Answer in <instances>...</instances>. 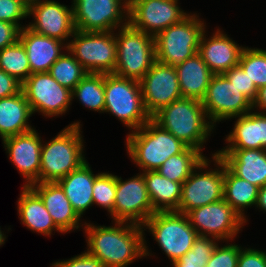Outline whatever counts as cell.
I'll use <instances>...</instances> for the list:
<instances>
[{"mask_svg":"<svg viewBox=\"0 0 266 267\" xmlns=\"http://www.w3.org/2000/svg\"><path fill=\"white\" fill-rule=\"evenodd\" d=\"M111 226L85 221L87 252L98 258L105 267H127L138 259L152 256L142 225L112 221Z\"/></svg>","mask_w":266,"mask_h":267,"instance_id":"1","label":"cell"},{"mask_svg":"<svg viewBox=\"0 0 266 267\" xmlns=\"http://www.w3.org/2000/svg\"><path fill=\"white\" fill-rule=\"evenodd\" d=\"M151 119L185 145L202 153L216 128L209 120L202 102L186 97L161 108Z\"/></svg>","mask_w":266,"mask_h":267,"instance_id":"2","label":"cell"},{"mask_svg":"<svg viewBox=\"0 0 266 267\" xmlns=\"http://www.w3.org/2000/svg\"><path fill=\"white\" fill-rule=\"evenodd\" d=\"M75 121L42 143L40 183L57 182L87 161L82 124Z\"/></svg>","mask_w":266,"mask_h":267,"instance_id":"3","label":"cell"},{"mask_svg":"<svg viewBox=\"0 0 266 267\" xmlns=\"http://www.w3.org/2000/svg\"><path fill=\"white\" fill-rule=\"evenodd\" d=\"M125 142L128 157L140 172L156 171L169 157L182 153L188 147L152 119L129 132Z\"/></svg>","mask_w":266,"mask_h":267,"instance_id":"4","label":"cell"},{"mask_svg":"<svg viewBox=\"0 0 266 267\" xmlns=\"http://www.w3.org/2000/svg\"><path fill=\"white\" fill-rule=\"evenodd\" d=\"M104 90V113L117 117L130 132L139 129L151 119L144 107L138 80L104 73Z\"/></svg>","mask_w":266,"mask_h":267,"instance_id":"5","label":"cell"},{"mask_svg":"<svg viewBox=\"0 0 266 267\" xmlns=\"http://www.w3.org/2000/svg\"><path fill=\"white\" fill-rule=\"evenodd\" d=\"M114 32L117 59L113 74L140 81L156 61L155 38L129 23Z\"/></svg>","mask_w":266,"mask_h":267,"instance_id":"6","label":"cell"},{"mask_svg":"<svg viewBox=\"0 0 266 267\" xmlns=\"http://www.w3.org/2000/svg\"><path fill=\"white\" fill-rule=\"evenodd\" d=\"M216 153H211L212 160L206 156L182 184L179 213L187 214L223 199L225 163ZM211 162L215 163L214 169Z\"/></svg>","mask_w":266,"mask_h":267,"instance_id":"7","label":"cell"},{"mask_svg":"<svg viewBox=\"0 0 266 267\" xmlns=\"http://www.w3.org/2000/svg\"><path fill=\"white\" fill-rule=\"evenodd\" d=\"M199 13H191L183 21L171 25L155 36L156 60L176 66L197 52L206 23Z\"/></svg>","mask_w":266,"mask_h":267,"instance_id":"8","label":"cell"},{"mask_svg":"<svg viewBox=\"0 0 266 267\" xmlns=\"http://www.w3.org/2000/svg\"><path fill=\"white\" fill-rule=\"evenodd\" d=\"M153 236L171 264L191 250L199 236L186 214L176 211L155 212L142 225Z\"/></svg>","mask_w":266,"mask_h":267,"instance_id":"9","label":"cell"},{"mask_svg":"<svg viewBox=\"0 0 266 267\" xmlns=\"http://www.w3.org/2000/svg\"><path fill=\"white\" fill-rule=\"evenodd\" d=\"M71 38L67 49L88 73H114L117 59L114 31L76 30Z\"/></svg>","mask_w":266,"mask_h":267,"instance_id":"10","label":"cell"},{"mask_svg":"<svg viewBox=\"0 0 266 267\" xmlns=\"http://www.w3.org/2000/svg\"><path fill=\"white\" fill-rule=\"evenodd\" d=\"M72 6L79 31L108 32L128 24L126 0H73Z\"/></svg>","mask_w":266,"mask_h":267,"instance_id":"11","label":"cell"},{"mask_svg":"<svg viewBox=\"0 0 266 267\" xmlns=\"http://www.w3.org/2000/svg\"><path fill=\"white\" fill-rule=\"evenodd\" d=\"M32 113L46 118L60 117L72 105L71 90L61 86L49 72L31 74L21 87Z\"/></svg>","mask_w":266,"mask_h":267,"instance_id":"12","label":"cell"},{"mask_svg":"<svg viewBox=\"0 0 266 267\" xmlns=\"http://www.w3.org/2000/svg\"><path fill=\"white\" fill-rule=\"evenodd\" d=\"M186 215L199 236L219 242L235 241L245 225L242 217L224 199L193 209Z\"/></svg>","mask_w":266,"mask_h":267,"instance_id":"13","label":"cell"},{"mask_svg":"<svg viewBox=\"0 0 266 267\" xmlns=\"http://www.w3.org/2000/svg\"><path fill=\"white\" fill-rule=\"evenodd\" d=\"M201 102L215 127L219 122L231 120L252 110V103L224 74L212 76Z\"/></svg>","mask_w":266,"mask_h":267,"instance_id":"14","label":"cell"},{"mask_svg":"<svg viewBox=\"0 0 266 267\" xmlns=\"http://www.w3.org/2000/svg\"><path fill=\"white\" fill-rule=\"evenodd\" d=\"M179 0L128 1V23L153 37L171 25L183 21L189 12L181 9Z\"/></svg>","mask_w":266,"mask_h":267,"instance_id":"15","label":"cell"},{"mask_svg":"<svg viewBox=\"0 0 266 267\" xmlns=\"http://www.w3.org/2000/svg\"><path fill=\"white\" fill-rule=\"evenodd\" d=\"M154 213L143 172L126 180L116 175L113 221L143 225Z\"/></svg>","mask_w":266,"mask_h":267,"instance_id":"16","label":"cell"},{"mask_svg":"<svg viewBox=\"0 0 266 267\" xmlns=\"http://www.w3.org/2000/svg\"><path fill=\"white\" fill-rule=\"evenodd\" d=\"M32 22L27 27L32 31L50 38L66 42L76 31L73 6H67L54 0H38L28 4V18Z\"/></svg>","mask_w":266,"mask_h":267,"instance_id":"17","label":"cell"},{"mask_svg":"<svg viewBox=\"0 0 266 267\" xmlns=\"http://www.w3.org/2000/svg\"><path fill=\"white\" fill-rule=\"evenodd\" d=\"M139 83L144 107L150 117L182 97L175 67L157 60Z\"/></svg>","mask_w":266,"mask_h":267,"instance_id":"18","label":"cell"},{"mask_svg":"<svg viewBox=\"0 0 266 267\" xmlns=\"http://www.w3.org/2000/svg\"><path fill=\"white\" fill-rule=\"evenodd\" d=\"M42 137L33 130L2 140L9 162L15 165L25 180L24 186L40 183Z\"/></svg>","mask_w":266,"mask_h":267,"instance_id":"19","label":"cell"},{"mask_svg":"<svg viewBox=\"0 0 266 267\" xmlns=\"http://www.w3.org/2000/svg\"><path fill=\"white\" fill-rule=\"evenodd\" d=\"M243 49L244 46L237 44L223 29L217 28L209 38L207 30L203 32L197 53L215 75L237 66Z\"/></svg>","mask_w":266,"mask_h":267,"instance_id":"20","label":"cell"},{"mask_svg":"<svg viewBox=\"0 0 266 267\" xmlns=\"http://www.w3.org/2000/svg\"><path fill=\"white\" fill-rule=\"evenodd\" d=\"M30 187L40 196L55 225L65 234L84 227L85 221L73 209L57 182L33 183Z\"/></svg>","mask_w":266,"mask_h":267,"instance_id":"21","label":"cell"},{"mask_svg":"<svg viewBox=\"0 0 266 267\" xmlns=\"http://www.w3.org/2000/svg\"><path fill=\"white\" fill-rule=\"evenodd\" d=\"M19 40L26 50L31 74L49 72L51 65L67 51L66 43L38 34L27 26L20 30Z\"/></svg>","mask_w":266,"mask_h":267,"instance_id":"22","label":"cell"},{"mask_svg":"<svg viewBox=\"0 0 266 267\" xmlns=\"http://www.w3.org/2000/svg\"><path fill=\"white\" fill-rule=\"evenodd\" d=\"M235 118L220 150L266 149V113L251 110Z\"/></svg>","mask_w":266,"mask_h":267,"instance_id":"23","label":"cell"},{"mask_svg":"<svg viewBox=\"0 0 266 267\" xmlns=\"http://www.w3.org/2000/svg\"><path fill=\"white\" fill-rule=\"evenodd\" d=\"M216 152L236 176L259 188L266 185V149L218 150Z\"/></svg>","mask_w":266,"mask_h":267,"instance_id":"24","label":"cell"},{"mask_svg":"<svg viewBox=\"0 0 266 267\" xmlns=\"http://www.w3.org/2000/svg\"><path fill=\"white\" fill-rule=\"evenodd\" d=\"M17 201V213L21 223L30 231L51 236L53 231L64 234L54 223L40 196L30 187L22 186Z\"/></svg>","mask_w":266,"mask_h":267,"instance_id":"25","label":"cell"},{"mask_svg":"<svg viewBox=\"0 0 266 267\" xmlns=\"http://www.w3.org/2000/svg\"><path fill=\"white\" fill-rule=\"evenodd\" d=\"M99 174L100 172L94 174L90 164L86 161L79 168L57 181L73 209L81 218L86 210L94 205L93 184Z\"/></svg>","mask_w":266,"mask_h":267,"instance_id":"26","label":"cell"},{"mask_svg":"<svg viewBox=\"0 0 266 267\" xmlns=\"http://www.w3.org/2000/svg\"><path fill=\"white\" fill-rule=\"evenodd\" d=\"M33 113L22 90L10 97L0 99L1 140L34 129L29 123Z\"/></svg>","mask_w":266,"mask_h":267,"instance_id":"27","label":"cell"},{"mask_svg":"<svg viewBox=\"0 0 266 267\" xmlns=\"http://www.w3.org/2000/svg\"><path fill=\"white\" fill-rule=\"evenodd\" d=\"M174 67L182 97L201 101L214 75L201 56L196 53L193 57Z\"/></svg>","mask_w":266,"mask_h":267,"instance_id":"28","label":"cell"},{"mask_svg":"<svg viewBox=\"0 0 266 267\" xmlns=\"http://www.w3.org/2000/svg\"><path fill=\"white\" fill-rule=\"evenodd\" d=\"M143 175L153 210L178 212L182 183L171 181L156 171H145Z\"/></svg>","mask_w":266,"mask_h":267,"instance_id":"29","label":"cell"},{"mask_svg":"<svg viewBox=\"0 0 266 267\" xmlns=\"http://www.w3.org/2000/svg\"><path fill=\"white\" fill-rule=\"evenodd\" d=\"M258 191L259 187L236 176L225 165L223 199L242 217L245 224L248 222L245 211L256 206Z\"/></svg>","mask_w":266,"mask_h":267,"instance_id":"30","label":"cell"},{"mask_svg":"<svg viewBox=\"0 0 266 267\" xmlns=\"http://www.w3.org/2000/svg\"><path fill=\"white\" fill-rule=\"evenodd\" d=\"M205 157L201 151L187 147L182 153L169 157L156 172L183 184Z\"/></svg>","mask_w":266,"mask_h":267,"instance_id":"31","label":"cell"},{"mask_svg":"<svg viewBox=\"0 0 266 267\" xmlns=\"http://www.w3.org/2000/svg\"><path fill=\"white\" fill-rule=\"evenodd\" d=\"M104 73H87L71 91V98L94 112L104 113Z\"/></svg>","mask_w":266,"mask_h":267,"instance_id":"32","label":"cell"},{"mask_svg":"<svg viewBox=\"0 0 266 267\" xmlns=\"http://www.w3.org/2000/svg\"><path fill=\"white\" fill-rule=\"evenodd\" d=\"M0 69L21 83L31 75L27 53L20 40L0 50Z\"/></svg>","mask_w":266,"mask_h":267,"instance_id":"33","label":"cell"},{"mask_svg":"<svg viewBox=\"0 0 266 267\" xmlns=\"http://www.w3.org/2000/svg\"><path fill=\"white\" fill-rule=\"evenodd\" d=\"M49 73L61 86L72 91L88 72L67 49L51 65Z\"/></svg>","mask_w":266,"mask_h":267,"instance_id":"34","label":"cell"},{"mask_svg":"<svg viewBox=\"0 0 266 267\" xmlns=\"http://www.w3.org/2000/svg\"><path fill=\"white\" fill-rule=\"evenodd\" d=\"M257 89L266 85V50L244 47L239 64Z\"/></svg>","mask_w":266,"mask_h":267,"instance_id":"35","label":"cell"},{"mask_svg":"<svg viewBox=\"0 0 266 267\" xmlns=\"http://www.w3.org/2000/svg\"><path fill=\"white\" fill-rule=\"evenodd\" d=\"M218 242L211 237L198 236L191 250L172 263V267H205Z\"/></svg>","mask_w":266,"mask_h":267,"instance_id":"36","label":"cell"},{"mask_svg":"<svg viewBox=\"0 0 266 267\" xmlns=\"http://www.w3.org/2000/svg\"><path fill=\"white\" fill-rule=\"evenodd\" d=\"M116 194V175L101 172L93 184V204L107 210L113 221V209Z\"/></svg>","mask_w":266,"mask_h":267,"instance_id":"37","label":"cell"},{"mask_svg":"<svg viewBox=\"0 0 266 267\" xmlns=\"http://www.w3.org/2000/svg\"><path fill=\"white\" fill-rule=\"evenodd\" d=\"M218 242L205 267H237L241 245ZM221 243V245L219 244Z\"/></svg>","mask_w":266,"mask_h":267,"instance_id":"38","label":"cell"},{"mask_svg":"<svg viewBox=\"0 0 266 267\" xmlns=\"http://www.w3.org/2000/svg\"><path fill=\"white\" fill-rule=\"evenodd\" d=\"M28 17V4L24 0H0V20L15 24L20 30L26 25L22 21ZM21 21V22H20Z\"/></svg>","mask_w":266,"mask_h":267,"instance_id":"39","label":"cell"},{"mask_svg":"<svg viewBox=\"0 0 266 267\" xmlns=\"http://www.w3.org/2000/svg\"><path fill=\"white\" fill-rule=\"evenodd\" d=\"M224 75L251 103H253L256 99L258 89L239 65L232 67L225 72Z\"/></svg>","mask_w":266,"mask_h":267,"instance_id":"40","label":"cell"},{"mask_svg":"<svg viewBox=\"0 0 266 267\" xmlns=\"http://www.w3.org/2000/svg\"><path fill=\"white\" fill-rule=\"evenodd\" d=\"M50 267H105L104 264L86 250L79 255L53 262Z\"/></svg>","mask_w":266,"mask_h":267,"instance_id":"41","label":"cell"},{"mask_svg":"<svg viewBox=\"0 0 266 267\" xmlns=\"http://www.w3.org/2000/svg\"><path fill=\"white\" fill-rule=\"evenodd\" d=\"M237 267H266V251L252 247H242Z\"/></svg>","mask_w":266,"mask_h":267,"instance_id":"42","label":"cell"},{"mask_svg":"<svg viewBox=\"0 0 266 267\" xmlns=\"http://www.w3.org/2000/svg\"><path fill=\"white\" fill-rule=\"evenodd\" d=\"M22 83L0 69V99L13 96L21 91Z\"/></svg>","mask_w":266,"mask_h":267,"instance_id":"43","label":"cell"},{"mask_svg":"<svg viewBox=\"0 0 266 267\" xmlns=\"http://www.w3.org/2000/svg\"><path fill=\"white\" fill-rule=\"evenodd\" d=\"M19 33L15 24L0 20V50L19 40Z\"/></svg>","mask_w":266,"mask_h":267,"instance_id":"44","label":"cell"},{"mask_svg":"<svg viewBox=\"0 0 266 267\" xmlns=\"http://www.w3.org/2000/svg\"><path fill=\"white\" fill-rule=\"evenodd\" d=\"M252 110L266 113V85L257 90L256 99L252 103Z\"/></svg>","mask_w":266,"mask_h":267,"instance_id":"45","label":"cell"},{"mask_svg":"<svg viewBox=\"0 0 266 267\" xmlns=\"http://www.w3.org/2000/svg\"><path fill=\"white\" fill-rule=\"evenodd\" d=\"M256 208H258V210L260 209V211H263V213L266 212V185L259 188L255 209Z\"/></svg>","mask_w":266,"mask_h":267,"instance_id":"46","label":"cell"},{"mask_svg":"<svg viewBox=\"0 0 266 267\" xmlns=\"http://www.w3.org/2000/svg\"><path fill=\"white\" fill-rule=\"evenodd\" d=\"M6 238H7L6 232L4 233V231L1 230V226H0V246L5 244Z\"/></svg>","mask_w":266,"mask_h":267,"instance_id":"47","label":"cell"},{"mask_svg":"<svg viewBox=\"0 0 266 267\" xmlns=\"http://www.w3.org/2000/svg\"><path fill=\"white\" fill-rule=\"evenodd\" d=\"M27 4H30V3H32V2H34V1H38V0H24Z\"/></svg>","mask_w":266,"mask_h":267,"instance_id":"48","label":"cell"}]
</instances>
